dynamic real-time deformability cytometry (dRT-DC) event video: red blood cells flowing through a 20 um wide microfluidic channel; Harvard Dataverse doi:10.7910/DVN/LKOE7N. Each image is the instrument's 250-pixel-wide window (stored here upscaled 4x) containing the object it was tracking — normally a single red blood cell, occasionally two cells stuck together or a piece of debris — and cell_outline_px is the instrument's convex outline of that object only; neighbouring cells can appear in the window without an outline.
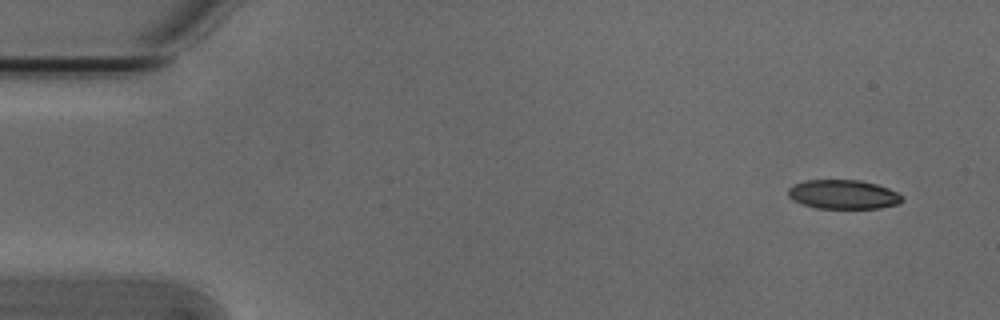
{"species": "Egyptian fruit bat (a non-hibernating species)", "species_latin": "Rousettus aegyptiacus", "temperature_condition": "cold", "stored_images_in_passage": 5, "camera_frame_rate_fps": 3000, "um_per_image_px": 0.085, "animal": {"sex": "male"}, "frame": {"image": 1, "passage_image": 1, "time_ms": 0.0, "image_size_px": [1000, 320], "cell_outline_px": [[904, 200], [900, 204], [880, 208], [816, 208], [792, 200], [788, 196], [788, 188], [792, 184], [808, 180], [860, 180], [876, 184], [888, 188], [896, 192]], "centroid_in_image_um": [71.66, 16.53], "position_along_channel_um": 13.3, "area_um2": 19.36}}
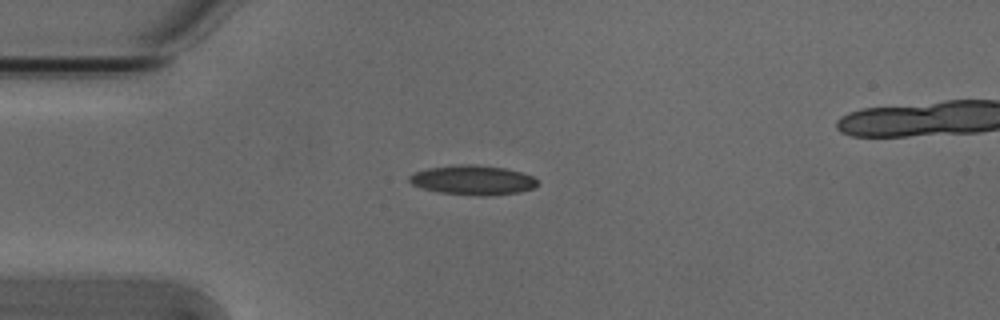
{"frame": {"image": 2, "passage_image": 4, "time_ms": 1.0, "image_size_px": [1000, 320], "cell_outline_px": [[536, 184], [532, 188], [520, 192], [480, 196], [440, 192], [424, 188], [412, 184], [408, 180], [408, 176], [416, 172], [428, 168], [452, 164], [476, 164], [504, 168], [520, 172], [532, 176], [536, 180]], "centroid_in_image_um": [40.15, 15.29], "position_along_channel_um": 44.8, "area_um2": 21.85}}